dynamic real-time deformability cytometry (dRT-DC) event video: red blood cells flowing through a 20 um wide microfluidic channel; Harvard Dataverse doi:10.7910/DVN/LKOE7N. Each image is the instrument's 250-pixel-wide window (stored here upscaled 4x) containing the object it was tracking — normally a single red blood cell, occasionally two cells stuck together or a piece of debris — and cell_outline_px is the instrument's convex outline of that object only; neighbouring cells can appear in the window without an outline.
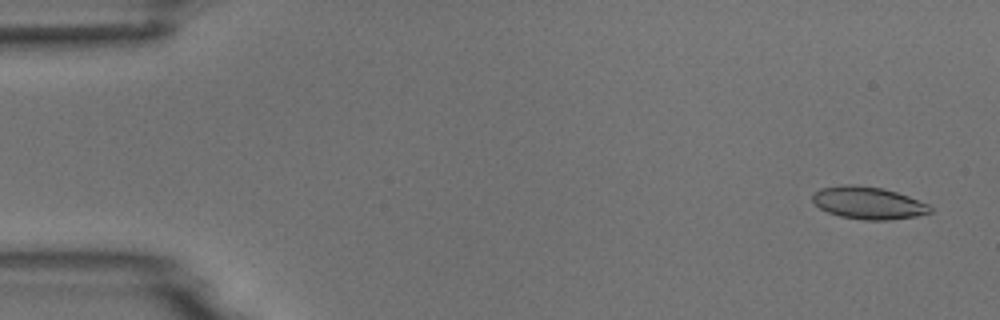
{"species": "common noctule bat (a hibernating species)", "species_latin": "Nyctalus noctula", "temperature_condition": "room temperature", "stored_images_in_passage": 7, "camera_frame_rate_fps": 3000, "um_per_image_px": 0.085, "animal": {"sex": "male", "body_mass_g": 18.8}, "frame": {"image": 1, "passage_image": 1, "time_ms": 0.0, "image_size_px": [1000, 320], "cell_outline_px": [[932, 212], [916, 216], [888, 220], [864, 220], [840, 216], [828, 212], [820, 208], [812, 200], [812, 196], [820, 188], [844, 184], [856, 184], [880, 188], [896, 192], [908, 196], [928, 204], [932, 208]], "centroid_in_image_um": [73.8, 17.24], "position_along_channel_um": 11.2, "area_um2": 22.08}}
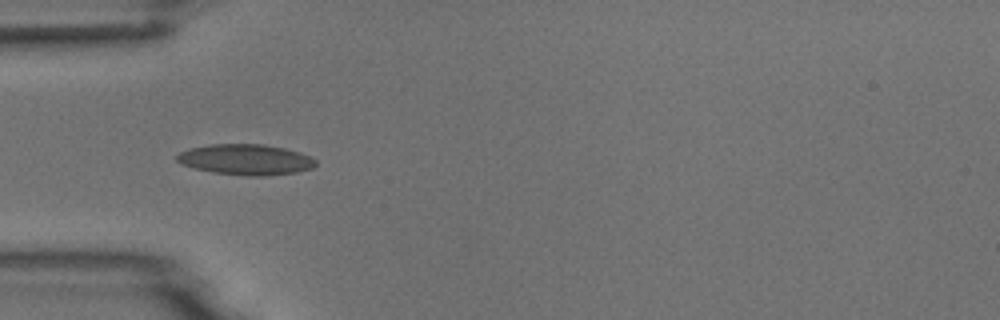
{"frame": {"image": 2, "passage_image": 5, "time_ms": 4.667, "image_size_px": [1000, 320], "cell_outline_px": [[316, 164], [312, 168], [296, 172], [268, 176], [248, 176], [212, 172], [192, 168], [180, 164], [176, 160], [176, 156], [180, 152], [188, 148], [212, 144], [264, 144], [284, 148], [300, 152], [316, 160]], "centroid_in_image_um": [20.85, 13.56], "position_along_channel_um": 64.1, "area_um2": 24.97}}